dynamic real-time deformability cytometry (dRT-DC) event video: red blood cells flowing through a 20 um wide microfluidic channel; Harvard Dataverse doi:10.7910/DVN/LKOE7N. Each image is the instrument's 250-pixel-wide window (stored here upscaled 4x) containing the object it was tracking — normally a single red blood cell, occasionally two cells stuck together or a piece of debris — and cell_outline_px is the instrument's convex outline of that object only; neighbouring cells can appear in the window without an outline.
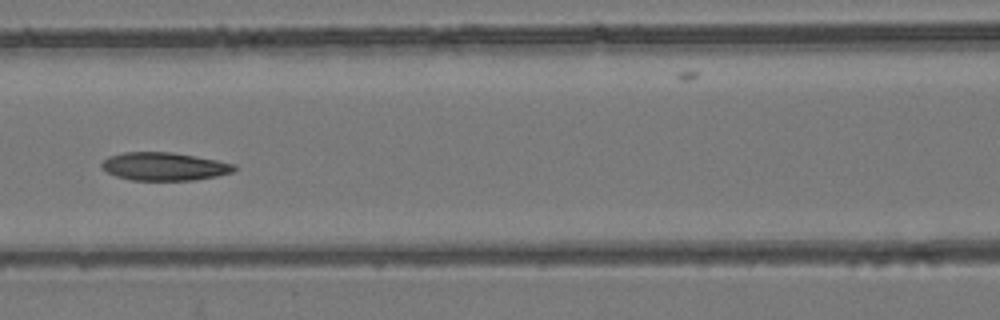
{"species": "common noctule bat (a hibernating species)", "species_latin": "Nyctalus noctula", "temperature_condition": "room temperature", "stored_images_in_passage": 3, "camera_frame_rate_fps": 3000, "um_per_image_px": 0.085, "animal": {"sex": "female", "body_mass_g": 24.6, "forearm_length_mm": 56.2}, "frame": {"image": 1, "passage_image": 3, "time_ms": 2.333, "image_size_px": [1000, 320], "cell_outline_px": [[236, 168], [232, 172], [216, 176], [196, 180], [132, 180], [116, 176], [108, 172], [100, 164], [108, 156], [124, 152], [172, 152], [216, 160], [236, 164]], "centroid_in_image_um": [13.96, 14.14], "position_along_channel_um": 152.6, "area_um2": 21.56}}